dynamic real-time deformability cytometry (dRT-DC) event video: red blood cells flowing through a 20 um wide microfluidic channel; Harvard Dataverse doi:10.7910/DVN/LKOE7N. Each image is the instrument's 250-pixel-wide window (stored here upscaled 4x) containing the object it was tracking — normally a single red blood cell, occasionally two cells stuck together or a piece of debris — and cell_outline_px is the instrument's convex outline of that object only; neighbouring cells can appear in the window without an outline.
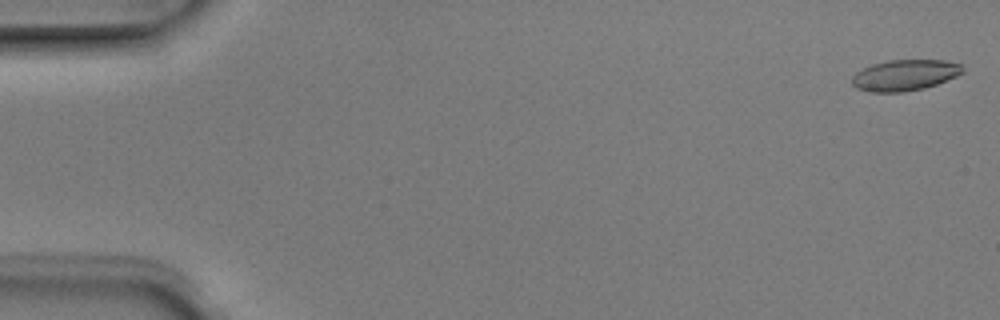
{"species": "Egyptian fruit bat (a non-hibernating species)", "species_latin": "Rousettus aegyptiacus", "temperature_condition": "room temperature", "stored_images_in_passage": 4, "camera_frame_rate_fps": 3000, "um_per_image_px": 0.085, "animal": {"sex": "male"}, "frame": {"image": 1, "passage_image": 1, "time_ms": 0.0, "image_size_px": [1000, 320], "cell_outline_px": [[964, 72], [956, 76], [936, 84], [924, 88], [904, 92], [868, 92], [856, 88], [852, 84], [852, 76], [856, 72], [872, 64], [888, 60], [944, 60], [964, 64]], "centroid_in_image_um": [76.92, 6.38], "position_along_channel_um": 8.1, "area_um2": 20.11}}
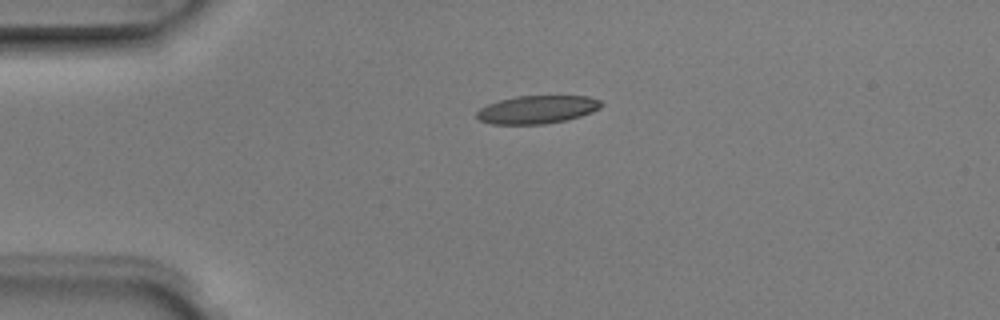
{"frame": {"image": 2, "passage_image": 4, "time_ms": 1.0, "image_size_px": [1000, 320], "cell_outline_px": [[604, 104], [600, 108], [592, 112], [580, 116], [564, 120], [544, 124], [492, 124], [480, 120], [476, 116], [476, 112], [480, 108], [488, 104], [500, 100], [516, 96], [588, 96], [600, 100]], "centroid_in_image_um": [45.67, 9.31], "position_along_channel_um": 39.3, "area_um2": 20.29}}